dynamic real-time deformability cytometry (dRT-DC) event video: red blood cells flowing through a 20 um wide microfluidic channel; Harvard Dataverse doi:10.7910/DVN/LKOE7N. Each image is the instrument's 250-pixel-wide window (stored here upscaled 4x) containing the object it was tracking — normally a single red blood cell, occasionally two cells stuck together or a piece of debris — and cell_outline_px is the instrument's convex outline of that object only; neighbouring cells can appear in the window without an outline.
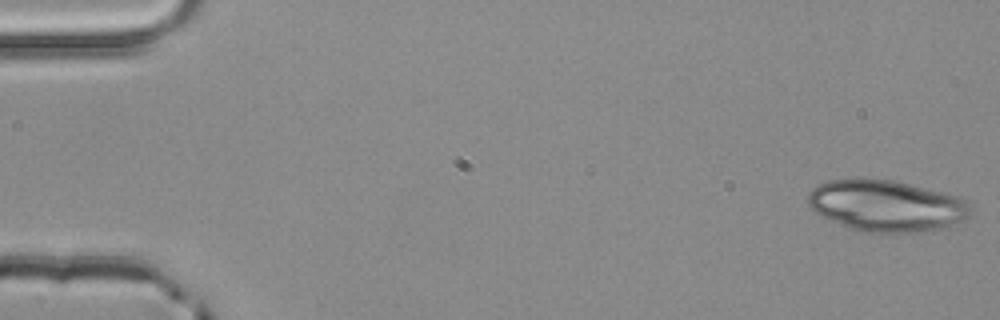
{"species": "common noctule bat (a hibernating species)", "species_latin": "Nyctalus noctula", "temperature_condition": "room temperature", "stored_images_in_passage": 3, "camera_frame_rate_fps": 3000, "um_per_image_px": 0.085, "animal": {"sex": "male", "body_mass_g": 20.4}, "frame": {"image": 1, "passage_image": 1, "time_ms": 0.0, "image_size_px": [1000, 320], "cell_outline_px": [[972, 212], [964, 220], [948, 228], [924, 232], [864, 232], [848, 228], [816, 212], [808, 204], [808, 192], [816, 184], [828, 180], [892, 180], [956, 196], [964, 200], [968, 204]], "centroid_in_image_um": [75.36, 17.52], "position_along_channel_um": 9.6, "area_um2": 48.21}}